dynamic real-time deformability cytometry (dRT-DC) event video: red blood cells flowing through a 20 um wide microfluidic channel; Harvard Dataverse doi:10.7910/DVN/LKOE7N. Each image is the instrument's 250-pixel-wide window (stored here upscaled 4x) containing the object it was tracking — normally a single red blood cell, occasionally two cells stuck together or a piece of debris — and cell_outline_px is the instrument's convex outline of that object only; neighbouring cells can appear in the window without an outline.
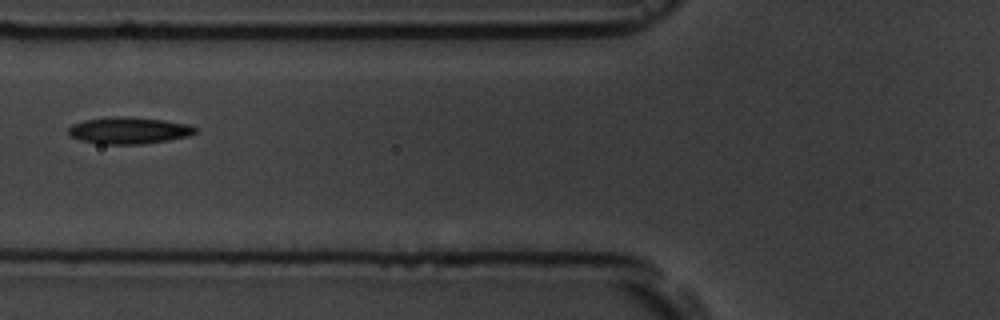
{"species": "common noctule bat (a hibernating species)", "species_latin": "Nyctalus noctula", "temperature_condition": "room temperature", "stored_images_in_passage": 8, "camera_frame_rate_fps": 3000, "um_per_image_px": 0.085, "animal": {"sex": "male", "body_mass_g": 19.5, "forearm_length_mm": 54.6}, "frame": {"image": 1, "passage_image": 3, "time_ms": 2.333, "image_size_px": [1000, 320], "cell_outline_px": [[196, 132], [188, 136], [168, 140], [144, 144], [100, 144], [80, 140], [72, 136], [68, 132], [68, 128], [72, 124], [84, 120], [116, 116], [128, 116], [164, 120], [188, 124], [196, 128]], "centroid_in_image_um": [10.95, 11.09], "position_along_channel_um": 114.9, "area_um2": 19.77}}
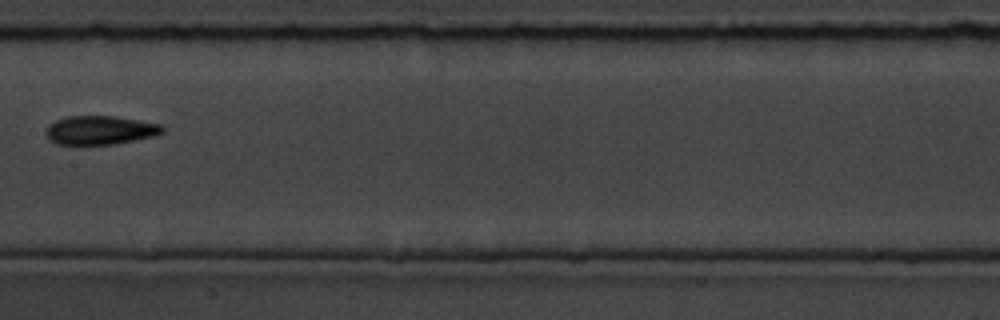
{"frame": {"image": 2, "passage_image": 5, "time_ms": 4.667, "image_size_px": [1000, 320], "cell_outline_px": [[164, 132], [152, 136], [112, 144], [56, 144], [48, 140], [44, 132], [48, 124], [56, 120], [68, 116], [112, 116], [160, 124], [164, 128]], "centroid_in_image_um": [8.43, 11.06], "position_along_channel_um": 199.0, "area_um2": 19.36}}
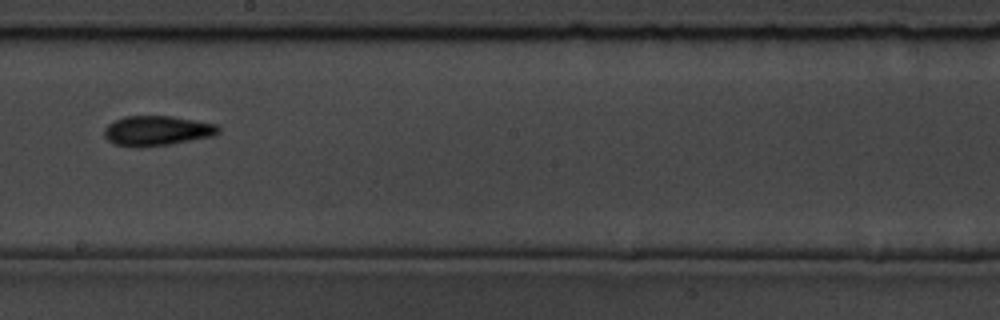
{"frame": {"image": 3, "passage_image": 6, "time_ms": 5.667, "image_size_px": [1000, 320], "cell_outline_px": [[220, 132], [212, 136], [168, 144], [112, 144], [104, 136], [104, 128], [108, 124], [124, 116], [172, 116], [216, 124], [220, 128]], "centroid_in_image_um": [13.36, 11.06], "position_along_channel_um": 234.8, "area_um2": 19.07}}